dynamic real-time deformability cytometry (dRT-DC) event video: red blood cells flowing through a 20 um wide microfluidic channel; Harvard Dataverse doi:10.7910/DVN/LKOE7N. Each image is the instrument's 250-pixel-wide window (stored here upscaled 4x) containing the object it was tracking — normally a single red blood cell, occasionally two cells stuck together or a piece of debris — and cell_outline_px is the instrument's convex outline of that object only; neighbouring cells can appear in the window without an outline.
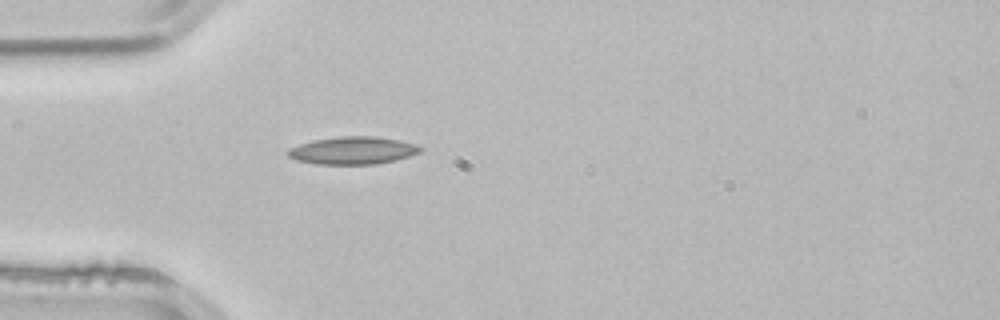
{"species": "common noctule bat (a hibernating species)", "species_latin": "Nyctalus noctula", "temperature_condition": "room temperature", "stored_images_in_passage": 1, "camera_frame_rate_fps": 3000, "um_per_image_px": 0.085, "animal": {"sex": "male", "body_mass_g": 21.5, "forearm_length_mm": 52.0}, "frame": {"image": 1, "passage_image": 1, "time_ms": 0.0, "image_size_px": [1000, 320], "cell_outline_px": [[424, 148], [420, 152], [396, 160], [376, 164], [316, 164], [296, 160], [288, 156], [284, 152], [288, 148], [312, 140], [340, 136], [376, 136], [400, 140], [416, 144]], "centroid_in_image_um": [29.97, 12.78], "position_along_channel_um": 55.0, "area_um2": 21.5}}